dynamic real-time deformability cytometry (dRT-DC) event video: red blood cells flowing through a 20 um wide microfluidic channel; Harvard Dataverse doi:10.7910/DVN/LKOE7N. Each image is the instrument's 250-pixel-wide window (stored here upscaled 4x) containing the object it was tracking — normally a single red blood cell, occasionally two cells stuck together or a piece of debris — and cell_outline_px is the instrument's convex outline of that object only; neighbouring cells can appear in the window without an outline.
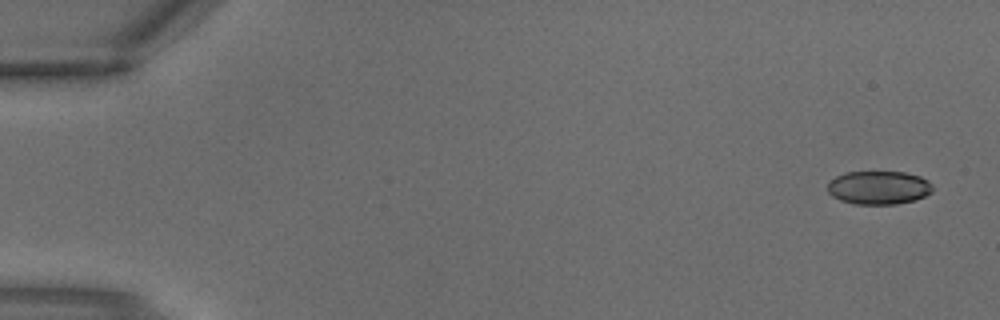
{"species": "common noctule bat (a hibernating species)", "species_latin": "Nyctalus noctula", "temperature_condition": "warm", "stored_images_in_passage": 2, "camera_frame_rate_fps": 3000, "um_per_image_px": 0.085, "animal": {"sex": "male", "body_mass_g": 18.8}, "frame": {"image": 1, "passage_image": 1, "time_ms": 0.0, "image_size_px": [1000, 320], "cell_outline_px": [[932, 192], [916, 200], [896, 204], [856, 204], [840, 200], [832, 196], [828, 192], [828, 184], [836, 176], [844, 172], [904, 172], [920, 176], [928, 180], [932, 184]], "centroid_in_image_um": [74.7, 15.95], "position_along_channel_um": 10.3, "area_um2": 20.52}}